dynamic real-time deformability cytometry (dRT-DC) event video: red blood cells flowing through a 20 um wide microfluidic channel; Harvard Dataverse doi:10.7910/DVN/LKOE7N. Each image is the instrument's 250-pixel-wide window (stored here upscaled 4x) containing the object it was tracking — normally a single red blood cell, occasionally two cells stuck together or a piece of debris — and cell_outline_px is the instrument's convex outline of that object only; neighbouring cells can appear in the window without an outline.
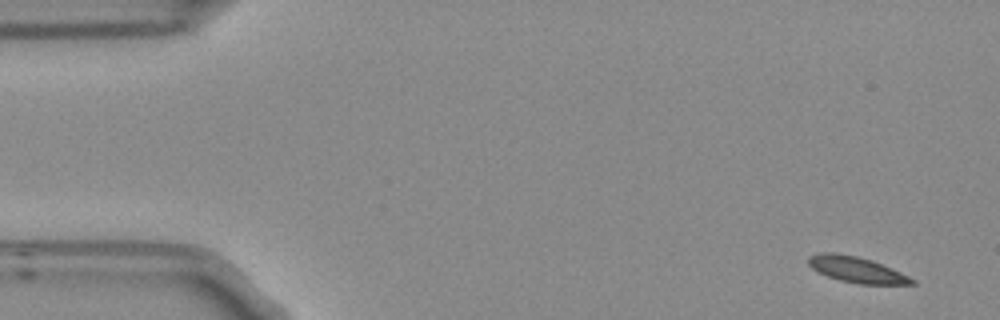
{"species": "Egyptian fruit bat (a non-hibernating species)", "species_latin": "Rousettus aegyptiacus", "temperature_condition": "room temperature", "stored_images_in_passage": 8, "camera_frame_rate_fps": 3000, "um_per_image_px": 0.085, "frame": {"image": 1, "passage_image": 1, "time_ms": 0.0, "image_size_px": [1000, 320], "cell_outline_px": [[916, 284], [860, 284], [840, 280], [828, 276], [812, 268], [808, 264], [808, 256], [820, 252], [836, 252], [856, 256], [872, 260], [900, 272], [916, 280]], "centroid_in_image_um": [72.8, 22.9], "position_along_channel_um": 12.2, "area_um2": 15.49}}
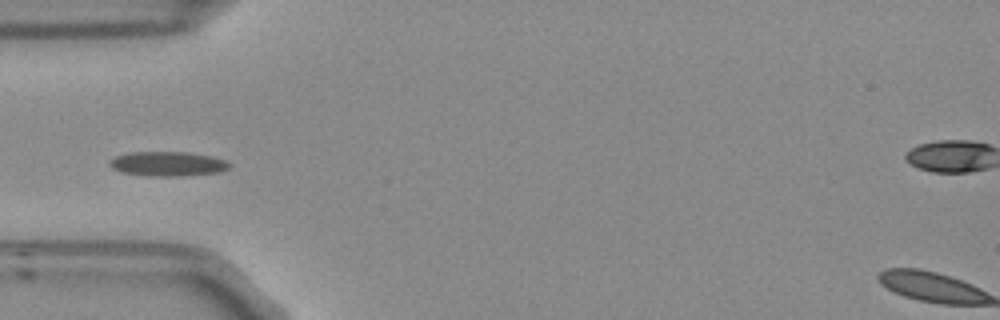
{"frame": {"image": 2, "passage_image": 5, "time_ms": 1.333, "image_size_px": [1000, 320], "cell_outline_px": [[232, 164], [228, 168], [220, 172], [184, 176], [148, 176], [120, 172], [112, 168], [108, 164], [116, 156], [128, 152], [188, 152], [212, 156], [228, 160]], "centroid_in_image_um": [14.29, 13.93], "position_along_channel_um": 70.7, "area_um2": 17.34}}